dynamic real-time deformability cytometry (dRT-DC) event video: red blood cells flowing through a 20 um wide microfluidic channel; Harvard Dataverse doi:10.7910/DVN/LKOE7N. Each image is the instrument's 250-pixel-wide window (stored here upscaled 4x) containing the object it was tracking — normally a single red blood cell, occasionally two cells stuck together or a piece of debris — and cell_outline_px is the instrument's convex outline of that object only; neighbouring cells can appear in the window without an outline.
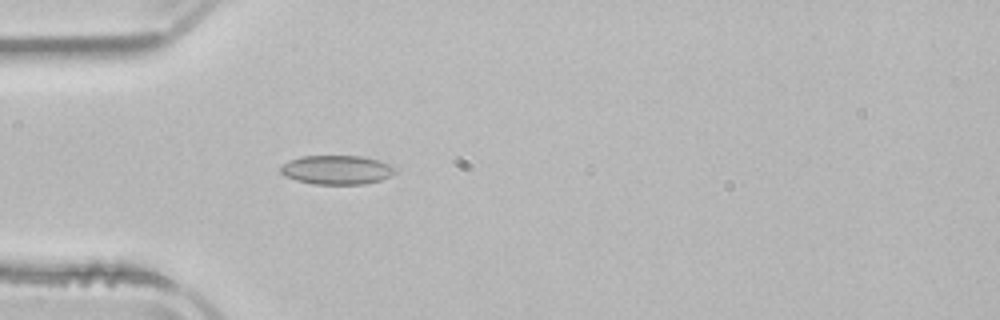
{"species": "common noctule bat (a hibernating species)", "species_latin": "Nyctalus noctula", "temperature_condition": "room temperature", "stored_images_in_passage": 52, "camera_frame_rate_fps": 3000, "um_per_image_px": 0.085, "animal": {"sex": "male", "body_mass_g": 21.5, "forearm_length_mm": 52.0}, "frame": {"image": 1, "passage_image": 15, "time_ms": 4.667, "image_size_px": [1000, 320], "cell_outline_px": [[396, 172], [380, 180], [364, 184], [316, 184], [296, 180], [284, 176], [280, 172], [280, 168], [288, 160], [300, 156], [360, 156], [376, 160], [388, 164], [396, 168]], "centroid_in_image_um": [28.58, 14.44], "position_along_channel_um": 56.4, "area_um2": 19.25}}
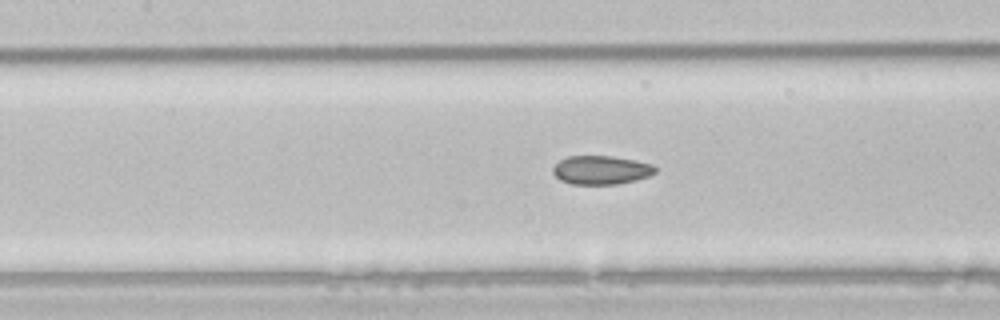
{"frame": {"image": 2, "passage_image": 23, "time_ms": 7.333, "image_size_px": [1000, 320], "cell_outline_px": [[656, 172], [648, 176], [636, 180], [616, 184], [572, 184], [560, 180], [552, 172], [552, 168], [560, 160], [568, 156], [612, 156], [652, 164], [656, 168]], "centroid_in_image_um": [51.07, 14.45], "position_along_channel_um": 156.3, "area_um2": 16.99}}
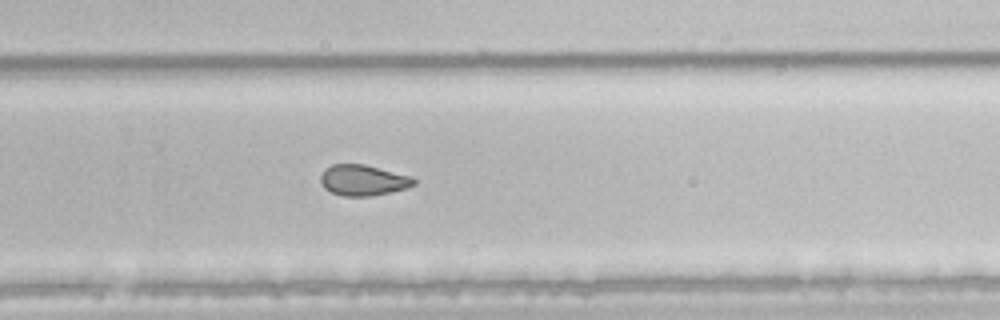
{"frame": {"image": 3, "passage_image": 34, "time_ms": 11.0, "image_size_px": [1000, 320], "cell_outline_px": [[416, 184], [408, 188], [392, 192], [368, 196], [344, 196], [332, 192], [324, 188], [320, 184], [320, 176], [324, 168], [332, 164], [364, 164], [412, 176], [416, 180]], "centroid_in_image_um": [30.87, 15.31], "position_along_channel_um": 298.9, "area_um2": 16.94}, "authors_computed_cell_mechanics": {"area_um2": 18.8428, "velocity_mm_per_s": 3.9076, "shape_relaxation_time_tau1_ms": 9.7, "shape_relaxation_time_tau2_ms": 2.857, "deformation_change_tau1": 0.1303, "deformation_change_tau2": 0.071}}